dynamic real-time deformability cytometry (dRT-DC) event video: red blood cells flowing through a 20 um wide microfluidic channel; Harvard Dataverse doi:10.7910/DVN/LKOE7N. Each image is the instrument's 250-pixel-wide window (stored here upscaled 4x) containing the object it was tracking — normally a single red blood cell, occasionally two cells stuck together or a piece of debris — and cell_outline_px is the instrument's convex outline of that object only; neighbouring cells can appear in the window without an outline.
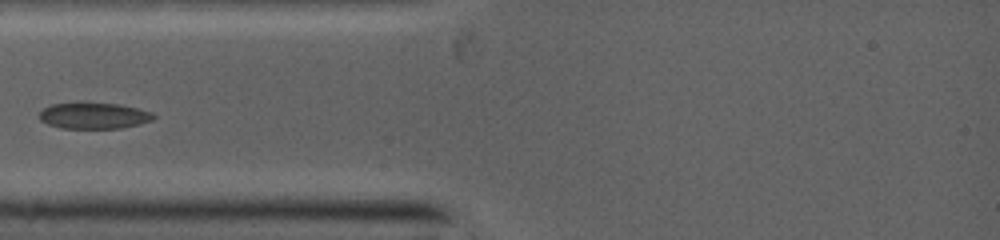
{"species": "common noctule bat (a hibernating species)", "species_latin": "Nyctalus noctula", "temperature_condition": "warm", "stored_images_in_passage": 5, "camera_frame_rate_fps": 5000, "um_per_image_px": 0.085, "animal": {"sex": "female", "body_mass_g": 19.0, "forearm_length_mm": 53.3}, "frame": {"image": 1, "passage_image": 1, "time_ms": 0.0, "image_size_px": [1000, 240], "cell_outline_px": [[156, 116], [152, 120], [120, 128], [60, 128], [48, 124], [40, 120], [40, 112], [44, 108], [52, 104], [116, 104], [136, 108], [148, 112]], "centroid_in_image_um": [7.94, 9.85], "position_along_channel_um": 77.1, "area_um2": 16.7}}
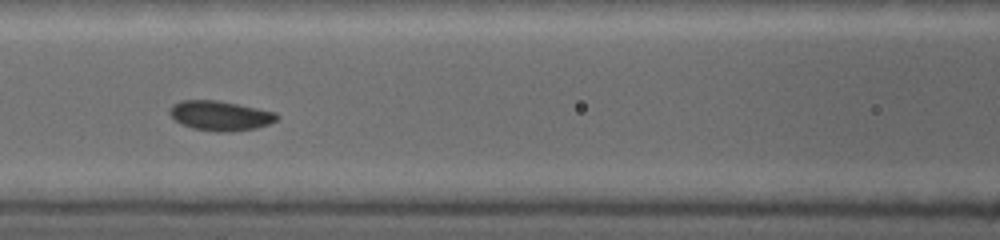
{"frame": {"image": 2, "passage_image": 3, "time_ms": 1.6, "image_size_px": [1000, 240], "cell_outline_px": [[280, 116], [276, 120], [268, 124], [256, 128], [224, 132], [216, 132], [192, 128], [176, 120], [172, 116], [172, 108], [176, 104], [184, 100], [216, 100], [276, 112]], "centroid_in_image_um": [18.78, 9.84], "position_along_channel_um": 147.8, "area_um2": 18.03}}
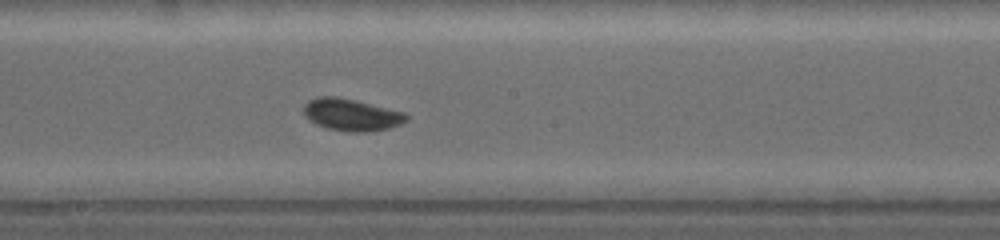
{"frame": {"image": 3, "passage_image": 5, "time_ms": 3.2, "image_size_px": [1000, 240], "cell_outline_px": [[408, 120], [400, 124], [388, 128], [364, 132], [348, 132], [328, 128], [316, 124], [304, 112], [304, 104], [308, 100], [320, 96], [332, 96], [352, 100], [404, 112], [408, 116]], "centroid_in_image_um": [29.88, 9.76], "position_along_channel_um": 218.3, "area_um2": 18.67}}